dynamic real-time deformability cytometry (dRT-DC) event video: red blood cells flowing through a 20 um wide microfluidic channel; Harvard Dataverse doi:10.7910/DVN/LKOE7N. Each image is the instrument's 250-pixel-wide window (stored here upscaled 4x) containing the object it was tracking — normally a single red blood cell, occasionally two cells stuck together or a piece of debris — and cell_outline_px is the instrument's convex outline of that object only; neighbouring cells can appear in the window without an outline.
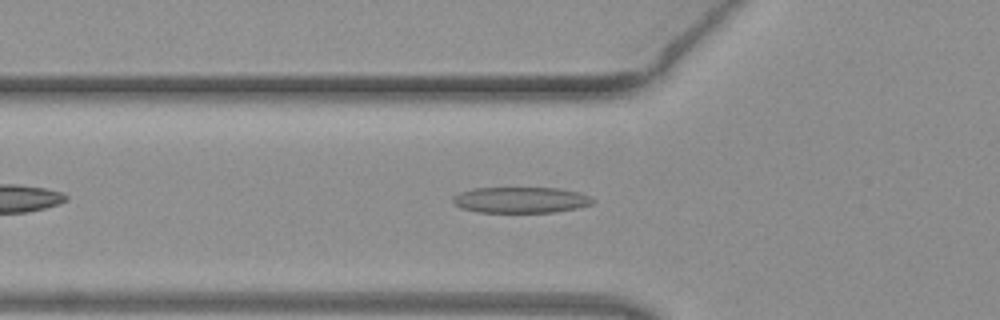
{"species": "common noctule bat (a hibernating species)", "species_latin": "Nyctalus noctula", "temperature_condition": "warm", "stored_images_in_passage": 30, "camera_frame_rate_fps": 3000, "um_per_image_px": 0.085, "animal": {"sex": "female", "body_mass_g": 19.3, "forearm_length_mm": 54.1}, "frame": {"image": 1, "passage_image": 5, "time_ms": 1.333, "image_size_px": [1000, 320], "cell_outline_px": [[596, 200], [592, 204], [576, 208], [556, 212], [480, 212], [460, 208], [452, 204], [452, 196], [460, 192], [472, 188], [560, 188], [592, 196]], "centroid_in_image_um": [44.24, 16.99], "position_along_channel_um": 81.6, "area_um2": 21.33}}
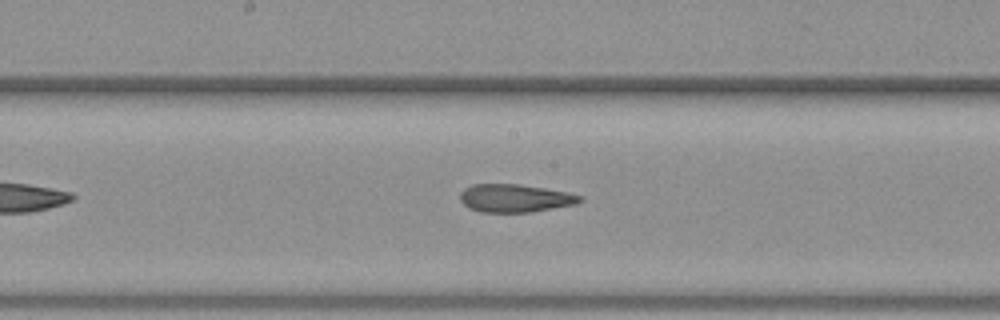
{"frame": {"image": 2, "passage_image": 14, "time_ms": 4.333, "image_size_px": [1000, 320], "cell_outline_px": [[584, 200], [576, 204], [532, 212], [480, 212], [468, 208], [460, 200], [460, 192], [464, 188], [472, 184], [520, 184], [568, 192], [584, 196]], "centroid_in_image_um": [43.79, 16.84], "position_along_channel_um": 204.4, "area_um2": 19.77}}
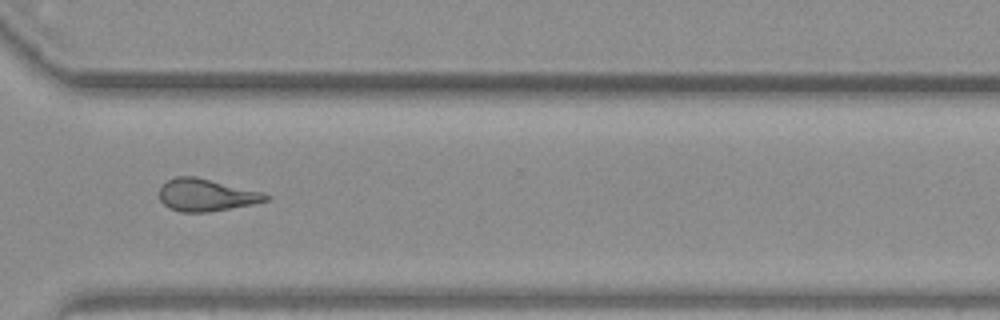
{"frame": {"image": 3, "passage_image": 25, "time_ms": 8.0, "image_size_px": [1000, 320], "cell_outline_px": [[272, 196], [268, 200], [252, 204], [208, 212], [180, 212], [168, 208], [160, 200], [160, 188], [168, 180], [176, 176], [196, 176], [264, 192]], "centroid_in_image_um": [17.55, 16.57], "position_along_channel_um": 353.1, "area_um2": 20.11}, "authors_computed_cell_mechanics": {"area_um2": 20.0855, "velocity_mm_per_s": 4.061, "shape_relaxation_time_tau1_ms": 11.2455, "shape_relaxation_time_tau2_ms": 2.7649, "deformation_change_tau1": 0.3003, "deformation_change_tau2": 0.1355}}